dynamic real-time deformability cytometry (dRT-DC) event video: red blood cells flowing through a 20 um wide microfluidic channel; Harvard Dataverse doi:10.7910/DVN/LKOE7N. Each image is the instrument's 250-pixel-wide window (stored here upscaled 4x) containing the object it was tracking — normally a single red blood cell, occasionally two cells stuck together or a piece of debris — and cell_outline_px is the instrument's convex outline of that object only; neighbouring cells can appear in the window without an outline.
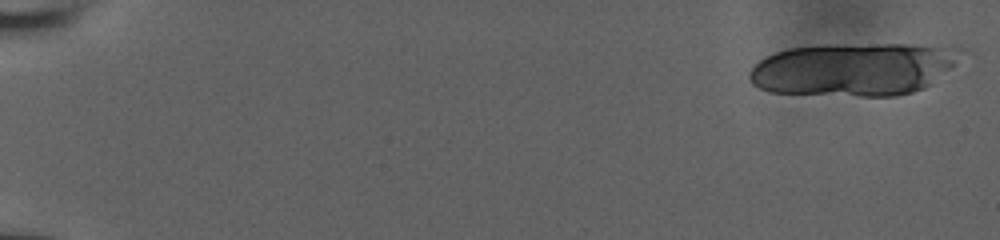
{"species": "human", "species_latin": "Homo sapiens", "temperature_condition": "room temperature", "stored_images_in_passage": 14, "camera_frame_rate_fps": 3000, "um_per_image_px": 0.085, "donor": {"sex": "male"}, "frame": {"image": 1, "passage_image": 1, "time_ms": 0.0, "image_size_px": [1000, 240], "cell_outline_px": [[964, 48], [956, 64], [932, 84], [924, 88], [912, 92], [896, 96], [860, 96], [772, 92], [760, 88], [752, 84], [748, 76], [748, 72], [760, 60], [776, 52], [788, 48], [828, 44], [908, 44]], "centroid_in_image_um": [72.59, 5.87], "position_along_channel_um": 12.4, "area_um2": 65.66}}
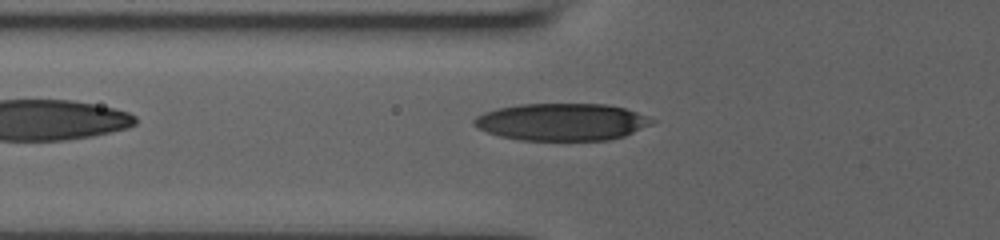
{"frame": {"image": 2, "passage_image": 14, "time_ms": 7.333, "image_size_px": [1000, 240], "cell_outline_px": [[656, 120], [652, 124], [624, 136], [608, 140], [520, 140], [500, 136], [488, 132], [472, 124], [472, 120], [476, 116], [484, 112], [500, 108], [520, 104], [608, 104], [624, 108], [636, 112]], "centroid_in_image_um": [47.76, 10.36], "position_along_channel_um": 78.0, "area_um2": 38.44}}